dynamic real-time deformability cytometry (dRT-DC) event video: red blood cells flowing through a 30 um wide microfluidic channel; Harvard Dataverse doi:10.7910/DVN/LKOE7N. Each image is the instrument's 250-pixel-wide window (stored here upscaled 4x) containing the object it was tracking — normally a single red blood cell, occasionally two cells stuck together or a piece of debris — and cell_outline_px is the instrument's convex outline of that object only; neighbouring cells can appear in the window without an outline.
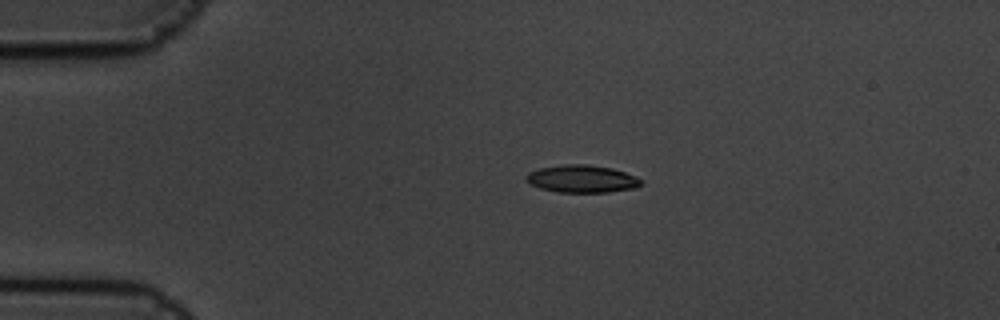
{"species": "common noctule bat (a hibernating species)", "species_latin": "Nyctalus noctula", "temperature_condition": "cold", "stored_images_in_passage": 7, "camera_frame_rate_fps": 3000, "um_per_image_px": 0.085, "animal": {"sex": "male", "body_mass_g": 19.5, "forearm_length_mm": 54.6}, "frame": {"image": 1, "passage_image": 4, "time_ms": 1.0, "image_size_px": [1000, 320], "cell_outline_px": [[644, 184], [636, 188], [608, 192], [556, 192], [540, 188], [528, 184], [524, 180], [524, 176], [528, 172], [540, 168], [564, 164], [588, 164], [612, 168], [636, 176]], "centroid_in_image_um": [49.43, 15.2], "position_along_channel_um": 35.6, "area_um2": 18.67}}
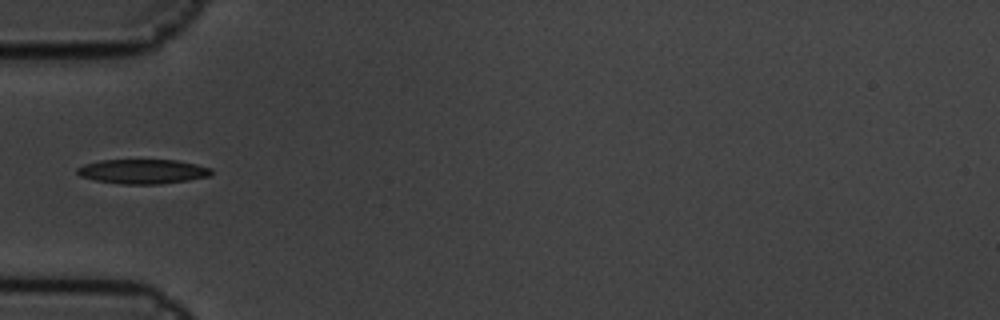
{"frame": {"image": 2, "passage_image": 6, "time_ms": 1.667, "image_size_px": [1000, 320], "cell_outline_px": [[212, 172], [208, 176], [188, 180], [160, 184], [120, 184], [96, 180], [80, 176], [76, 172], [76, 168], [84, 164], [100, 160], [176, 160], [196, 164], [212, 168]], "centroid_in_image_um": [12.11, 14.57], "position_along_channel_um": 72.9, "area_um2": 19.13}}
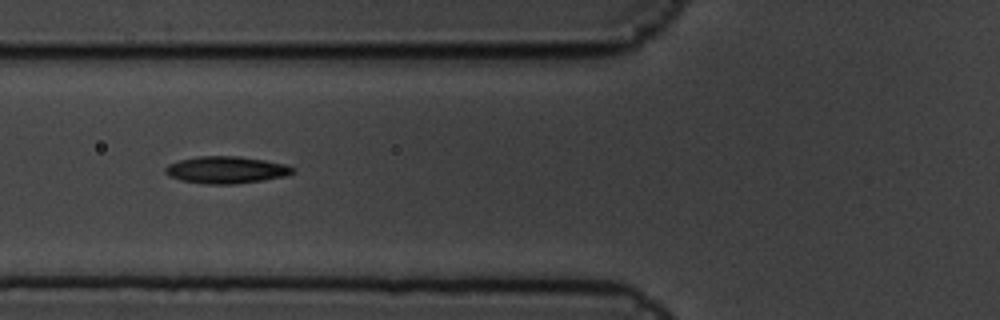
{"frame": {"image": 3, "passage_image": 7, "time_ms": 2.0, "image_size_px": [1000, 320], "cell_outline_px": [[296, 172], [288, 176], [264, 180], [236, 184], [208, 184], [180, 180], [168, 176], [164, 172], [164, 168], [168, 164], [180, 160], [196, 156], [240, 156], [264, 160], [284, 164], [296, 168]], "centroid_in_image_um": [19.25, 14.44], "position_along_channel_um": 106.6, "area_um2": 20.35}}